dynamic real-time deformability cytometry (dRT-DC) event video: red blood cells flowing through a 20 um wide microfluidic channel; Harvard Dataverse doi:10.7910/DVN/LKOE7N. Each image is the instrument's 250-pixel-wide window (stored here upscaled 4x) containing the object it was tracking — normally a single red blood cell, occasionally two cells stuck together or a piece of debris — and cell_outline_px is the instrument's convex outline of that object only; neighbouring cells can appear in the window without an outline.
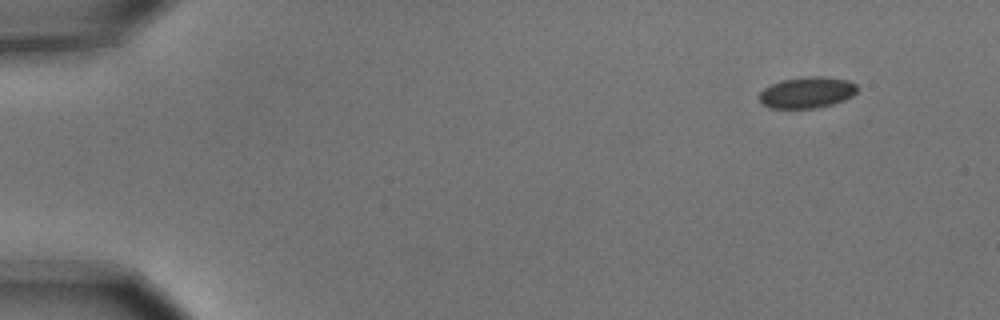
{"species": "common noctule bat (a hibernating species)", "species_latin": "Nyctalus noctula", "temperature_condition": "cold", "stored_images_in_passage": 5, "camera_frame_rate_fps": 3000, "um_per_image_px": 0.085, "animal": {"sex": "male", "body_mass_g": 15.6}, "frame": {"image": 1, "passage_image": 1, "time_ms": 0.0, "image_size_px": [1000, 320], "cell_outline_px": [[856, 92], [852, 96], [844, 100], [832, 104], [816, 108], [768, 108], [760, 104], [760, 92], [764, 88], [772, 84], [784, 80], [804, 76], [820, 76], [848, 80], [856, 84]], "centroid_in_image_um": [68.58, 7.87], "position_along_channel_um": 16.4, "area_um2": 17.8}}
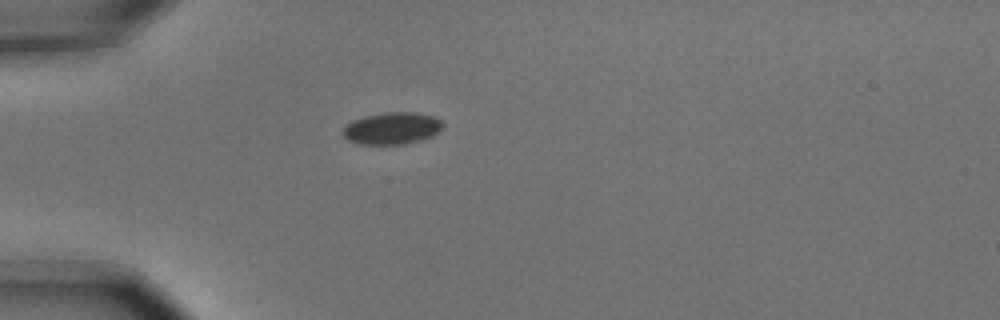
{"frame": {"image": 2, "passage_image": 4, "time_ms": 1.0, "image_size_px": [1000, 320], "cell_outline_px": [[444, 124], [432, 136], [420, 140], [404, 144], [356, 144], [348, 140], [340, 132], [344, 124], [352, 120], [364, 116], [384, 112], [416, 112], [432, 116], [440, 120]], "centroid_in_image_um": [33.24, 10.9], "position_along_channel_um": 51.8, "area_um2": 18.79}}